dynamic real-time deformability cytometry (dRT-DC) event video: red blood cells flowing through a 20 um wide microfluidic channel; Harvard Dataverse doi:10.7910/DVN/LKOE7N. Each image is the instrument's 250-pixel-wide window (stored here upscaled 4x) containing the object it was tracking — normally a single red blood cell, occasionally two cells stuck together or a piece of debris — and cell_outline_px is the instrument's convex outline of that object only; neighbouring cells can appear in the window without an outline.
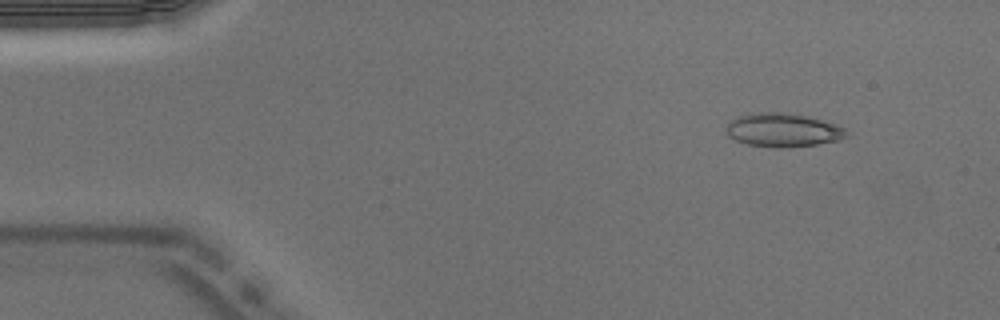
{"species": "Egyptian fruit bat (a non-hibernating species)", "species_latin": "Rousettus aegyptiacus", "temperature_condition": "warm", "stored_images_in_passage": 48, "camera_frame_rate_fps": 3000, "um_per_image_px": 0.085, "animal": {"sex": "male"}, "frame": {"image": 1, "passage_image": 3, "time_ms": 0.667, "image_size_px": [1000, 320], "cell_outline_px": [[848, 136], [840, 140], [816, 144], [780, 148], [776, 148], [748, 144], [736, 140], [728, 136], [728, 124], [736, 116], [760, 112], [780, 112], [808, 116], [836, 124], [844, 128], [848, 132]], "centroid_in_image_um": [66.59, 11.05], "position_along_channel_um": 18.4, "area_um2": 23.41}}
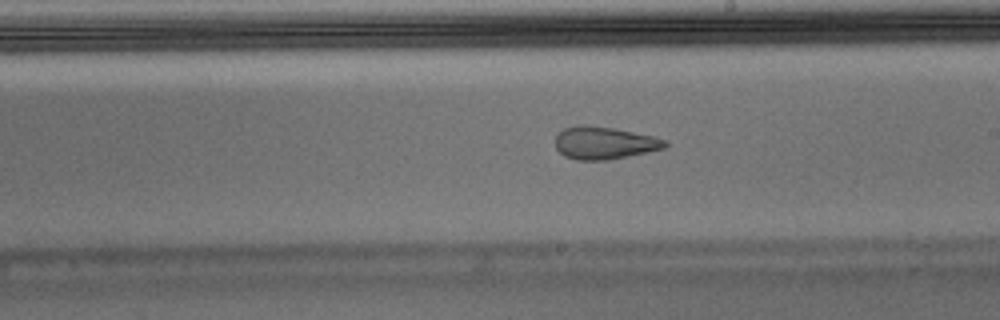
{"frame": {"image": 2, "passage_image": 26, "time_ms": 8.333, "image_size_px": [1000, 320], "cell_outline_px": [[668, 144], [664, 148], [608, 160], [576, 160], [564, 156], [556, 148], [556, 136], [564, 128], [580, 124], [584, 124], [612, 128], [652, 136], [668, 140]], "centroid_in_image_um": [51.34, 12.15], "position_along_channel_um": 237.7, "area_um2": 20.63}}
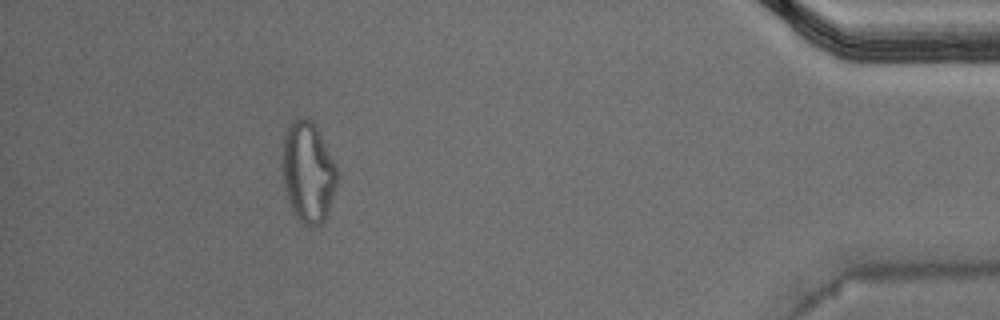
{"frame": {"image": 3, "passage_image": 43, "time_ms": 14.0, "image_size_px": [1000, 320], "cell_outline_px": [[336, 184], [328, 212], [324, 220], [320, 224], [312, 228], [308, 228], [296, 216], [288, 200], [284, 188], [280, 160], [284, 132], [288, 124], [296, 116], [300, 116], [312, 120], [316, 124], [336, 164]], "centroid_in_image_um": [26.14, 14.57], "position_along_channel_um": 409.1, "area_um2": 32.89}, "authors_computed_cell_mechanics": {"area_um2": 22.831, "velocity_mm_per_s": 4.0011, "shape_relaxation_time_tau1_ms": null, "shape_relaxation_time_tau2_ms": 1.9976, "deformation_change_tau1": null, "deformation_change_tau2": 0.0845}}